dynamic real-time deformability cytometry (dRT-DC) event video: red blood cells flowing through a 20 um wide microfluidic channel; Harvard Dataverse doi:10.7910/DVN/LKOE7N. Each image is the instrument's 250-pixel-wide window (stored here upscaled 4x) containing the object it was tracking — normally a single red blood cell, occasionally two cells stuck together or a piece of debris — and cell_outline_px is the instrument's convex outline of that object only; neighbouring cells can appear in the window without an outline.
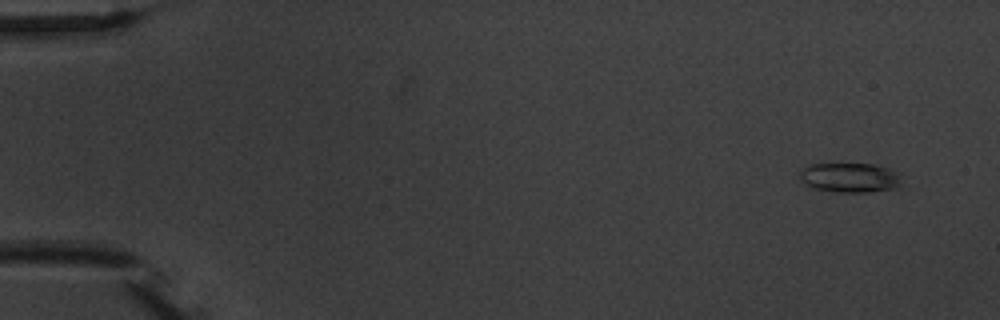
{"species": "common noctule bat (a hibernating species)", "species_latin": "Nyctalus noctula", "temperature_condition": "warm", "stored_images_in_passage": 5, "camera_frame_rate_fps": 3000, "um_per_image_px": 0.085, "animal": {"sex": "male", "body_mass_g": 20.1, "forearm_length_mm": 53.5}, "frame": {"image": 1, "passage_image": 1, "time_ms": 0.0, "image_size_px": [1000, 320], "cell_outline_px": [[900, 184], [896, 188], [868, 192], [836, 192], [812, 188], [800, 180], [800, 172], [808, 164], [872, 164], [888, 168], [896, 172]], "centroid_in_image_um": [72.19, 15.1], "position_along_channel_um": 12.8, "area_um2": 17.4}}
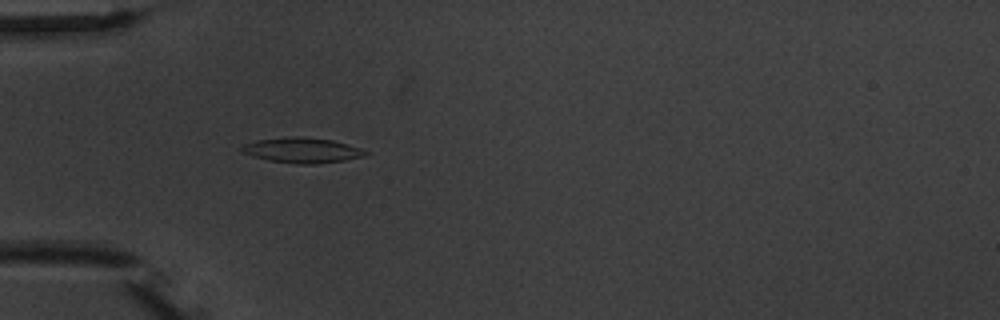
{"frame": {"image": 2, "passage_image": 5, "time_ms": 4.667, "image_size_px": [1000, 320], "cell_outline_px": [[368, 152], [364, 156], [344, 160], [316, 164], [296, 164], [268, 160], [252, 156], [244, 152], [240, 148], [244, 144], [256, 140], [288, 136], [300, 136], [332, 140], [348, 144], [360, 148]], "centroid_in_image_um": [25.66, 12.76], "position_along_channel_um": 59.3, "area_um2": 18.15}}